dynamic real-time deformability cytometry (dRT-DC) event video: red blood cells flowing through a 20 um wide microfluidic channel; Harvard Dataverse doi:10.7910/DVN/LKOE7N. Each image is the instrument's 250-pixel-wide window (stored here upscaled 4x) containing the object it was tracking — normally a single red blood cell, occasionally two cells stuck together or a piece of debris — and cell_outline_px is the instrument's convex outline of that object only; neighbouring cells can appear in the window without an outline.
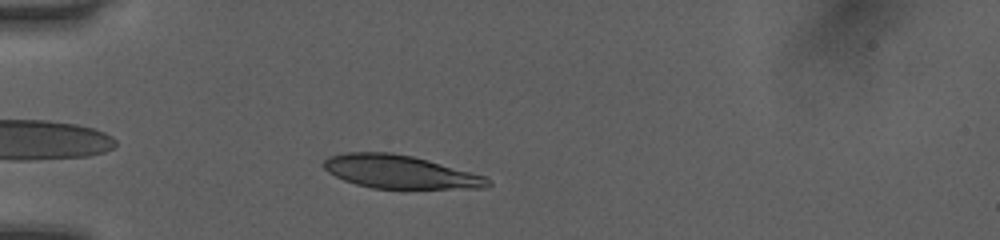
{"species": "human", "species_latin": "Homo sapiens", "temperature_condition": "room temperature", "stored_images_in_passage": 35, "camera_frame_rate_fps": 3000, "um_per_image_px": 0.085, "donor": {"sex": "female"}, "frame": {"image": 1, "passage_image": 3, "time_ms": 0.667, "image_size_px": [1000, 240], "cell_outline_px": [[492, 184], [488, 188], [372, 188], [356, 184], [344, 180], [328, 172], [320, 164], [328, 156], [344, 152], [392, 152], [412, 156], [428, 160], [484, 176], [492, 180]], "centroid_in_image_um": [33.96, 14.6], "position_along_channel_um": 51.0, "area_um2": 31.73}}
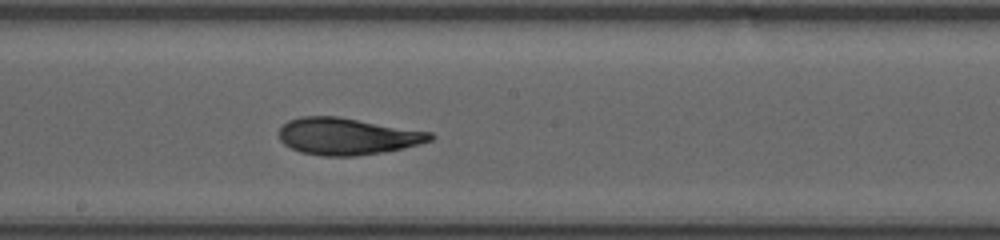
{"frame": {"image": 2, "passage_image": 17, "time_ms": 5.333, "image_size_px": [1000, 240], "cell_outline_px": [[436, 136], [432, 140], [420, 144], [384, 152], [356, 156], [324, 156], [300, 152], [284, 144], [280, 140], [280, 128], [288, 120], [300, 116], [340, 116], [432, 132]], "centroid_in_image_um": [29.54, 11.58], "position_along_channel_um": 218.7, "area_um2": 32.71}}
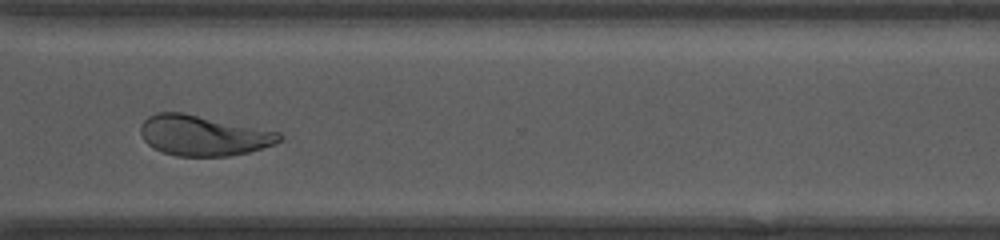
{"frame": {"image": 3, "passage_image": 27, "time_ms": 8.667, "image_size_px": [1000, 240], "cell_outline_px": [[284, 140], [248, 152], [228, 156], [176, 156], [152, 148], [144, 140], [140, 132], [140, 124], [148, 116], [156, 112], [184, 112], [280, 132], [284, 136]], "centroid_in_image_um": [17.26, 11.5], "position_along_channel_um": 353.3, "area_um2": 32.77}, "authors_computed_cell_mechanics": {"area_um2": 32.7726, "velocity_mm_per_s": 4.0528, "shape_relaxation_time_tau1_ms": 5.0045, "shape_relaxation_time_tau2_ms": 2.0314, "deformation_change_tau1": 0.1772, "deformation_change_tau2": 0.0644}}